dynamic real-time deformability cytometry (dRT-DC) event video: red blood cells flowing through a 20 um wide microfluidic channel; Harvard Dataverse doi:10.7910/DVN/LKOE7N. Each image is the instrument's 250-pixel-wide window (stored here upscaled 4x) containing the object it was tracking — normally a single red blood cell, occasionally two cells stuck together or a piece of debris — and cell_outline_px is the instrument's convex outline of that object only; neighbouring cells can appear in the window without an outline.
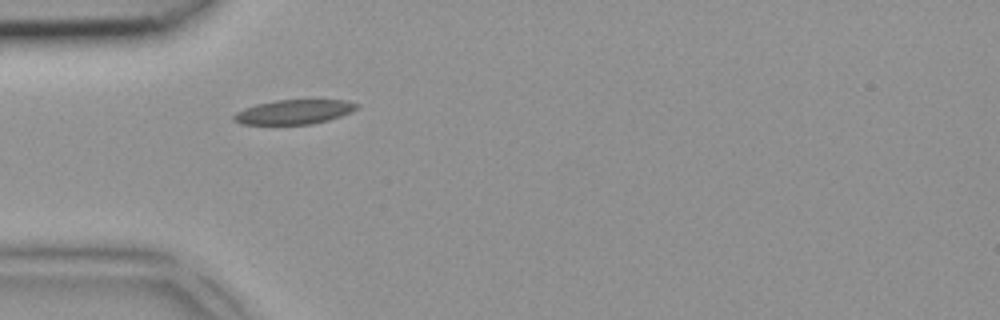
{"species": "common noctule bat (a hibernating species)", "species_latin": "Nyctalus noctula", "temperature_condition": "room temperature", "stored_images_in_passage": 3, "camera_frame_rate_fps": 3000, "um_per_image_px": 0.085, "animal": {"sex": "female", "body_mass_g": 18.4}, "frame": {"image": 1, "passage_image": 1, "time_ms": 0.0, "image_size_px": [1000, 320], "cell_outline_px": [[360, 104], [352, 112], [328, 120], [312, 124], [240, 124], [232, 120], [232, 116], [236, 112], [244, 108], [256, 104], [276, 100], [348, 100]], "centroid_in_image_um": [24.98, 9.51], "position_along_channel_um": 60.0, "area_um2": 17.57}}